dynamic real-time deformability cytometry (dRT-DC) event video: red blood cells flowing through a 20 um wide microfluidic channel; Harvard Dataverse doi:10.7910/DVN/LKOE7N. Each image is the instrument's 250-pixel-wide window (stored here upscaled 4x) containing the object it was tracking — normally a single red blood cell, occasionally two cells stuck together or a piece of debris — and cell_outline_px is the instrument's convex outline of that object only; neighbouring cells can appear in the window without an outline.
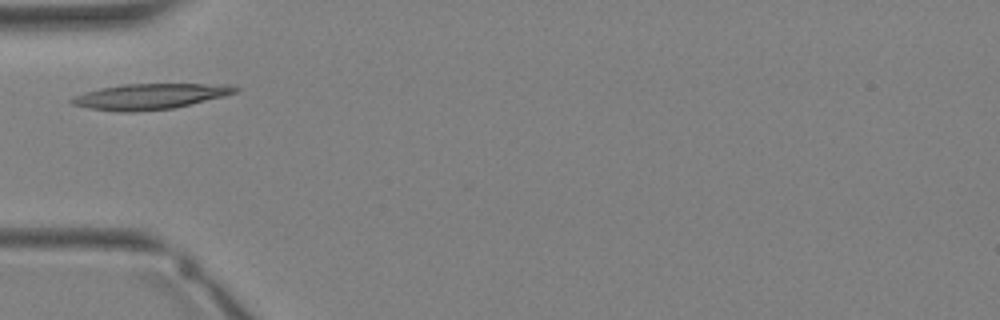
{"species": "Egyptian fruit bat (a non-hibernating species)", "species_latin": "Rousettus aegyptiacus", "temperature_condition": "warm", "stored_images_in_passage": 24, "camera_frame_rate_fps": 3000, "um_per_image_px": 0.085, "animal": {"sex": "female"}, "frame": {"image": 1, "passage_image": 1, "time_ms": 0.0, "image_size_px": [1000, 320], "cell_outline_px": [[240, 88], [236, 92], [172, 108], [136, 112], [120, 112], [88, 108], [72, 104], [68, 100], [72, 96], [84, 92], [100, 88], [124, 84], [232, 84]], "centroid_in_image_um": [12.66, 8.19], "position_along_channel_um": 72.3, "area_um2": 24.22}}
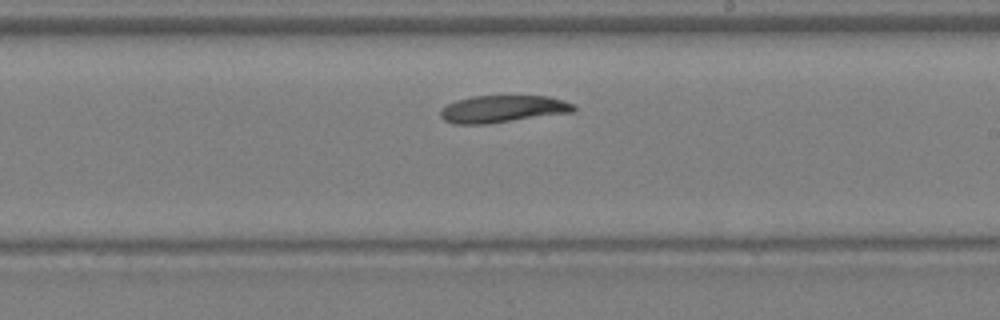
{"frame": {"image": 2, "passage_image": 10, "time_ms": 3.0, "image_size_px": [1000, 320], "cell_outline_px": [[576, 108], [572, 112], [484, 124], [452, 124], [444, 120], [440, 116], [440, 108], [456, 100], [472, 96], [548, 96], [576, 104]], "centroid_in_image_um": [42.69, 9.26], "position_along_channel_um": 246.3, "area_um2": 21.04}}
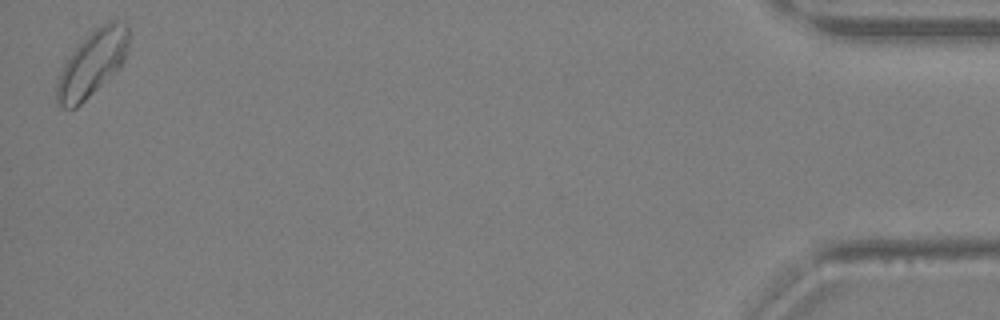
{"frame": {"image": 3, "passage_image": 24, "time_ms": 7.667, "image_size_px": [1000, 320], "cell_outline_px": [[128, 44], [124, 60], [120, 68], [116, 72], [76, 108], [64, 108], [56, 104], [56, 84], [60, 72], [72, 52], [96, 28], [108, 20], [116, 20], [128, 24]], "centroid_in_image_um": [7.84, 5.41], "position_along_channel_um": 427.4, "area_um2": 27.17}}